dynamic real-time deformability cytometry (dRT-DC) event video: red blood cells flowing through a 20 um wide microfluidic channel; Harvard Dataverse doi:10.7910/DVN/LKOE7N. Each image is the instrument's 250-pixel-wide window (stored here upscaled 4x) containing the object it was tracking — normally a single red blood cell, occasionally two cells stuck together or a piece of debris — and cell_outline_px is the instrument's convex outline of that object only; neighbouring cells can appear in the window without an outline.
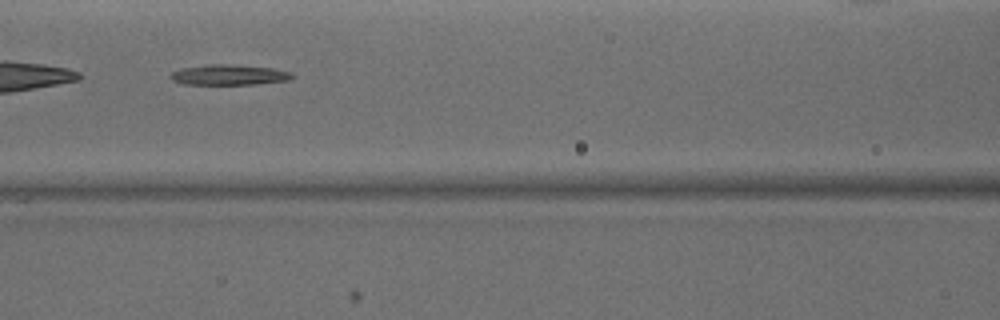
{"species": "common noctule bat (a hibernating species)", "species_latin": "Nyctalus noctula", "temperature_condition": "warm", "stored_images_in_passage": 47, "camera_frame_rate_fps": 3000, "um_per_image_px": 0.085, "animal": {"sex": "male", "body_mass_g": 15.6}, "frame": {"image": 1, "passage_image": 21, "time_ms": 6.667, "image_size_px": [1000, 320], "cell_outline_px": [[296, 76], [288, 80], [256, 84], [184, 84], [172, 80], [172, 72], [180, 68], [208, 64], [228, 64], [272, 68], [292, 72]], "centroid_in_image_um": [19.5, 6.35], "position_along_channel_um": 147.1, "area_um2": 14.39}}